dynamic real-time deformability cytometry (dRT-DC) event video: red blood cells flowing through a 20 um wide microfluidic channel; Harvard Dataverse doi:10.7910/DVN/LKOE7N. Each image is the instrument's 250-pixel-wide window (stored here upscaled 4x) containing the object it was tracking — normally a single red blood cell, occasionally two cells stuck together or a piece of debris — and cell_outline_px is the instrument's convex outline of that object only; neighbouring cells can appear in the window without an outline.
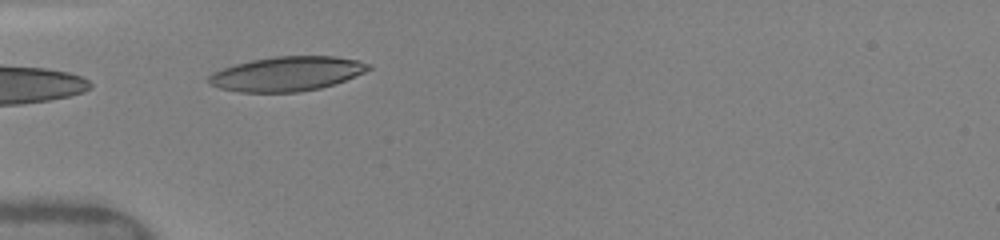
{"species": "human", "species_latin": "Homo sapiens", "temperature_condition": "warm", "stored_images_in_passage": 4, "camera_frame_rate_fps": 3000, "um_per_image_px": 0.085, "donor": {"sex": "female"}, "frame": {"image": 1, "passage_image": 3, "time_ms": 2.0, "image_size_px": [1000, 240], "cell_outline_px": [[372, 68], [364, 72], [336, 84], [320, 88], [300, 92], [240, 92], [220, 88], [208, 84], [208, 76], [212, 72], [236, 64], [252, 60], [276, 56], [336, 56], [360, 60], [372, 64]], "centroid_in_image_um": [24.42, 6.27], "position_along_channel_um": 60.6, "area_um2": 32.25}}